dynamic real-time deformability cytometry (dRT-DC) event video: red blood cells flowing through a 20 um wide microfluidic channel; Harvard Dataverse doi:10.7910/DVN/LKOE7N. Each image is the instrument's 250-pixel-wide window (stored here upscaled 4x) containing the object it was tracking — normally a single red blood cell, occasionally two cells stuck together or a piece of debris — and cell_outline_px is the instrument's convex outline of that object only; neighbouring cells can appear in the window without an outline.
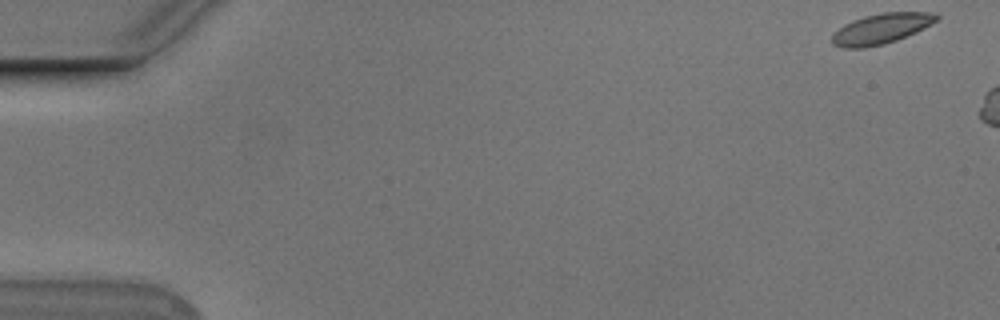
{"species": "Egyptian fruit bat (a non-hibernating species)", "species_latin": "Rousettus aegyptiacus", "temperature_condition": "cold", "stored_images_in_passage": 11, "camera_frame_rate_fps": 3000, "um_per_image_px": 0.085, "animal": {"sex": "male"}, "frame": {"image": 1, "passage_image": 1, "time_ms": 0.0, "image_size_px": [1000, 320], "cell_outline_px": [[940, 20], [916, 32], [896, 40], [884, 44], [864, 48], [844, 48], [832, 44], [832, 32], [844, 24], [852, 20], [864, 16], [884, 12], [936, 12], [940, 16]], "centroid_in_image_um": [74.92, 2.43], "position_along_channel_um": 10.1, "area_um2": 18.73}}